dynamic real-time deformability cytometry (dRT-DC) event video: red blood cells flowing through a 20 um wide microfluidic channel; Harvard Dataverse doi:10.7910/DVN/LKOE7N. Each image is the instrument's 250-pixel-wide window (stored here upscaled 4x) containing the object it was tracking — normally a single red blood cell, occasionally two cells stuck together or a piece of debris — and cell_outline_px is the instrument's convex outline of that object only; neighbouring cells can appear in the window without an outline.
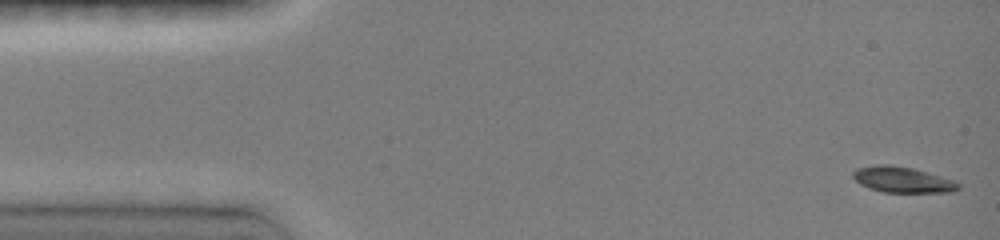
{"species": "common noctule bat (a hibernating species)", "species_latin": "Nyctalus noctula", "temperature_condition": "room temperature", "stored_images_in_passage": 5, "segment_of_instrument_passage": [1, 2], "camera_frame_rate_fps": 3000, "um_per_image_px": 0.085, "animal": {"sex": "female", "body_mass_g": 19.0, "forearm_length_mm": 51.5}, "frame": {"image": 1, "passage_image": 1, "time_ms": 0.0, "image_size_px": [1000, 240], "cell_outline_px": [[960, 188], [952, 192], [884, 192], [868, 188], [860, 184], [852, 176], [852, 172], [856, 168], [876, 164], [888, 164], [912, 168], [956, 180], [960, 184]], "centroid_in_image_um": [76.71, 15.27], "position_along_channel_um": 8.3, "area_um2": 15.95}}